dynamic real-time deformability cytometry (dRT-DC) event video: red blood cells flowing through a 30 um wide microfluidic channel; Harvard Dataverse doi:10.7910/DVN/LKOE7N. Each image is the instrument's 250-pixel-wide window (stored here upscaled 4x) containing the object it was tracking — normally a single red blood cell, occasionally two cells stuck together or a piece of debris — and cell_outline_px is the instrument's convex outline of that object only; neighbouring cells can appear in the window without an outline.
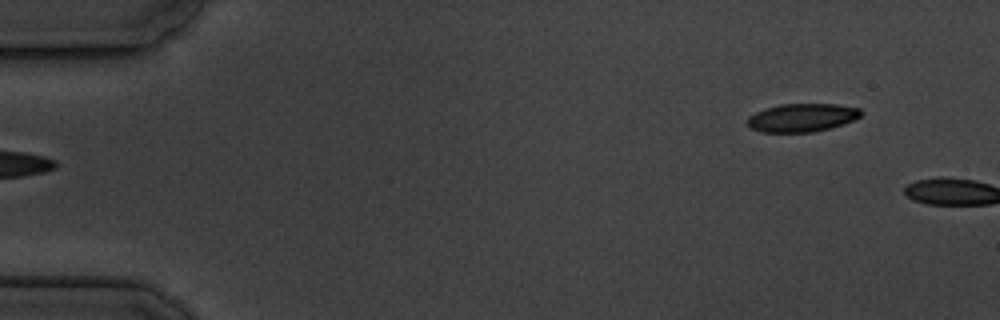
{"species": "common noctule bat (a hibernating species)", "species_latin": "Nyctalus noctula", "temperature_condition": "cold", "stored_images_in_passage": 3, "camera_frame_rate_fps": 3000, "um_per_image_px": 0.085, "animal": {"sex": "male", "body_mass_g": 19.5, "forearm_length_mm": 54.6}, "frame": {"image": 1, "passage_image": 3, "time_ms": 2.333, "image_size_px": [1000, 320], "cell_outline_px": [[864, 112], [860, 116], [844, 124], [812, 132], [760, 132], [752, 128], [748, 124], [748, 116], [764, 108], [780, 104], [836, 104], [860, 108]], "centroid_in_image_um": [68.18, 9.99], "position_along_channel_um": 16.8, "area_um2": 18.67}}